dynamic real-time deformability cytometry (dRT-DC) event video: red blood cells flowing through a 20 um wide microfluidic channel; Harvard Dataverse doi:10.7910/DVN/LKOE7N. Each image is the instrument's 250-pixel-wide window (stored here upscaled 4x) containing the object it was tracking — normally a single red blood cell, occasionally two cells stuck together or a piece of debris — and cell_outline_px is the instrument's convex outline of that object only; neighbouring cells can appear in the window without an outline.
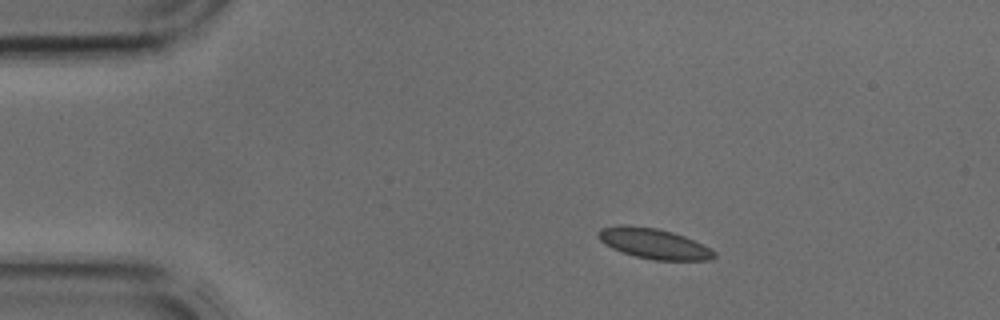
{"species": "common noctule bat (a hibernating species)", "species_latin": "Nyctalus noctula", "temperature_condition": "cold", "stored_images_in_passage": 18, "camera_frame_rate_fps": 3000, "um_per_image_px": 0.085, "animal": {"sex": "male", "body_mass_g": 17.9, "forearm_length_mm": 54.2}, "frame": {"image": 1, "passage_image": 1, "time_ms": 0.0, "image_size_px": [1000, 320], "cell_outline_px": [[716, 256], [712, 260], [652, 260], [636, 256], [612, 248], [604, 244], [596, 236], [596, 232], [600, 228], [620, 224], [624, 224], [656, 228], [672, 232], [684, 236], [716, 252]], "centroid_in_image_um": [55.52, 20.69], "position_along_channel_um": 29.5, "area_um2": 20.46}}
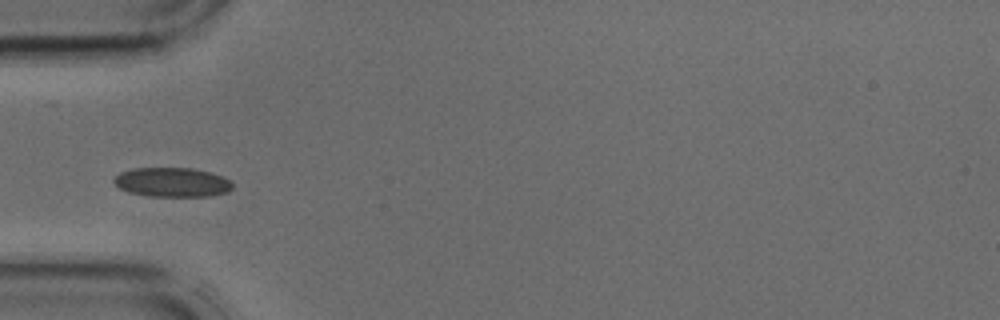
{"frame": {"image": 2, "passage_image": 7, "time_ms": 2.0, "image_size_px": [1000, 320], "cell_outline_px": [[232, 188], [228, 192], [208, 196], [152, 196], [128, 192], [120, 188], [112, 180], [120, 172], [132, 168], [192, 168], [208, 172], [220, 176], [228, 180], [232, 184]], "centroid_in_image_um": [14.6, 15.49], "position_along_channel_um": 70.4, "area_um2": 20.06}}
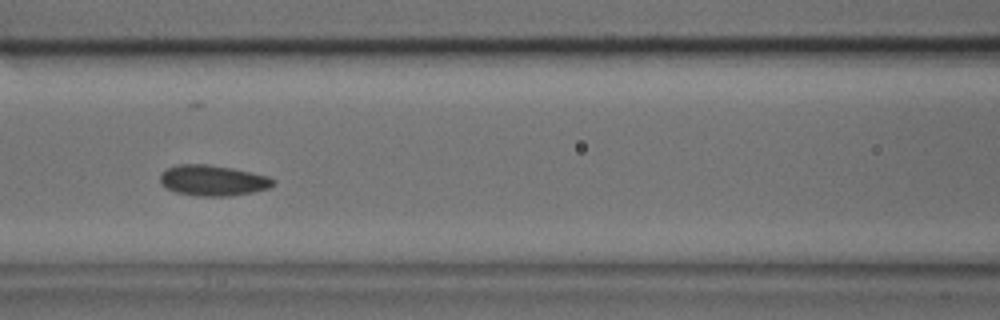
{"frame": {"image": 3, "passage_image": 12, "time_ms": 3.667, "image_size_px": [1000, 320], "cell_outline_px": [[276, 184], [268, 188], [252, 192], [232, 196], [196, 196], [176, 192], [164, 188], [160, 180], [160, 176], [168, 168], [176, 164], [208, 164], [232, 168], [252, 172], [268, 176], [276, 180]], "centroid_in_image_um": [18.11, 15.34], "position_along_channel_um": 148.5, "area_um2": 20.35}}